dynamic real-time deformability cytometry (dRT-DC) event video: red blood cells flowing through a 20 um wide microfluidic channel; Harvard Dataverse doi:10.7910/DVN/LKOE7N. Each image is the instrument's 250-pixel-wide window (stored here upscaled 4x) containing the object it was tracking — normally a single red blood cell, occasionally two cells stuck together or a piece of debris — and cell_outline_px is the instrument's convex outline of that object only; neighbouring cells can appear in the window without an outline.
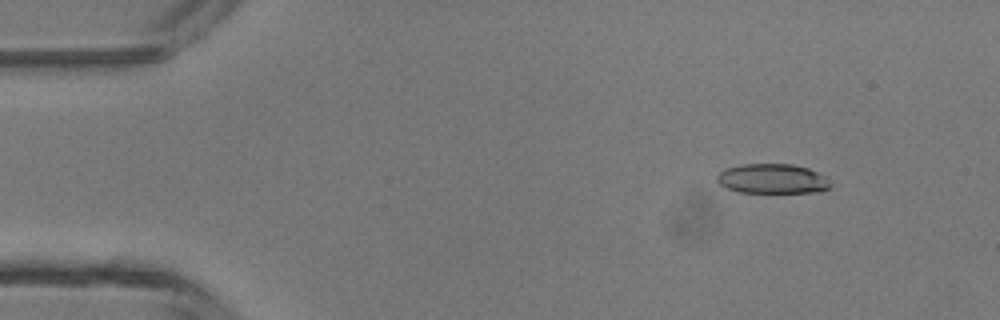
{"species": "common noctule bat (a hibernating species)", "species_latin": "Nyctalus noctula", "temperature_condition": "room temperature", "stored_images_in_passage": 48, "camera_frame_rate_fps": 3000, "um_per_image_px": 0.085, "animal": {"sex": "male", "body_mass_g": 13.3}, "frame": {"image": 1, "passage_image": 6, "time_ms": 1.667, "image_size_px": [1000, 320], "cell_outline_px": [[832, 188], [820, 192], [740, 192], [728, 188], [720, 184], [716, 180], [716, 176], [720, 172], [728, 168], [740, 164], [792, 164], [808, 168], [824, 176]], "centroid_in_image_um": [65.66, 15.19], "position_along_channel_um": 19.3, "area_um2": 19.48}}
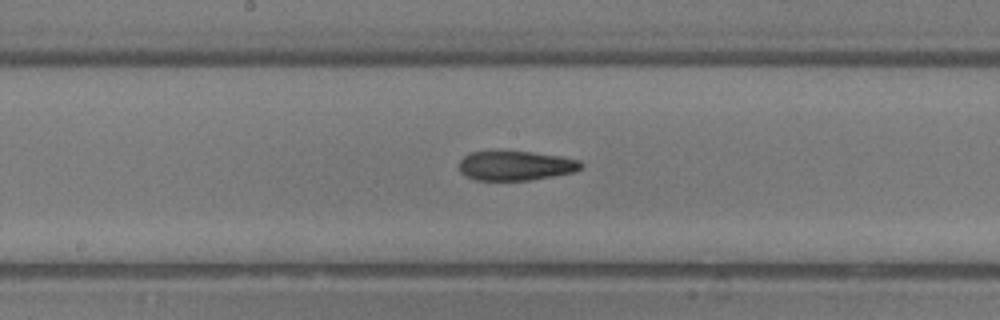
{"frame": {"image": 2, "passage_image": 25, "time_ms": 8.0, "image_size_px": [1000, 320], "cell_outline_px": [[584, 168], [572, 172], [532, 180], [476, 180], [464, 176], [460, 172], [460, 160], [464, 156], [472, 152], [532, 152], [560, 156], [580, 160], [584, 164]], "centroid_in_image_um": [43.86, 14.09], "position_along_channel_um": 204.3, "area_um2": 20.87}}
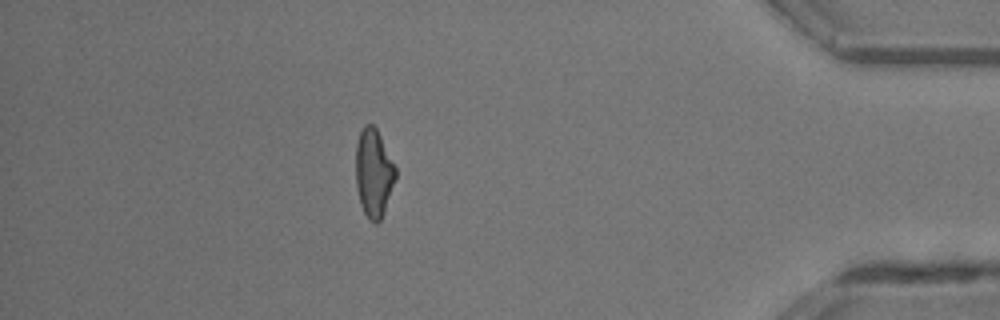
{"frame": {"image": 3, "passage_image": 42, "time_ms": 13.667, "image_size_px": [1000, 320], "cell_outline_px": [[396, 176], [384, 212], [380, 220], [376, 224], [368, 220], [360, 204], [356, 184], [356, 144], [360, 132], [364, 124], [372, 124], [376, 128], [396, 168]], "centroid_in_image_um": [31.75, 14.72], "position_along_channel_um": 403.5, "area_um2": 20.29}, "authors_computed_cell_mechanics": {"area_um2": 21.0392, "velocity_mm_per_s": 4.3547, "shape_relaxation_time_tau1_ms": 7.9974, "shape_relaxation_time_tau2_ms": 3.5213, "deformation_change_tau1": 0.2691, "deformation_change_tau2": 0.1401}}